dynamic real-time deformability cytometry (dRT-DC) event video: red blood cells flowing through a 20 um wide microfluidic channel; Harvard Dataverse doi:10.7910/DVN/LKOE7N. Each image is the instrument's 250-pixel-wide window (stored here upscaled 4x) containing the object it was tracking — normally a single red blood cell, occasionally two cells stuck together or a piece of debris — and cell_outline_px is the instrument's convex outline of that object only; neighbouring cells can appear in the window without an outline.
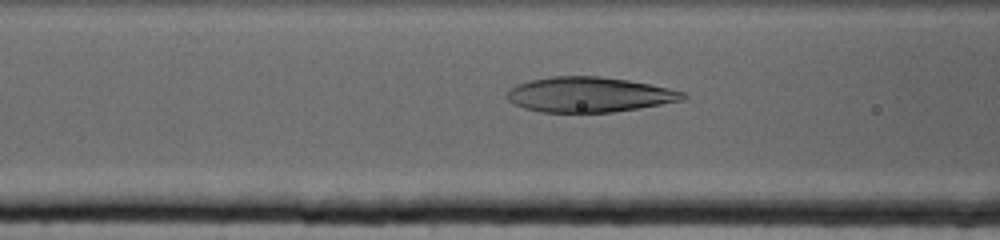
{"species": "human", "species_latin": "Homo sapiens", "temperature_condition": "cold", "stored_images_in_passage": 48, "camera_frame_rate_fps": 3000, "um_per_image_px": 0.085, "donor": {"sex": "female"}, "frame": {"image": 1, "passage_image": 12, "time_ms": 3.667, "image_size_px": [1000, 240], "cell_outline_px": [[688, 96], [684, 100], [612, 112], [540, 112], [524, 108], [508, 100], [508, 92], [516, 84], [528, 80], [552, 76], [600, 76], [628, 80], [648, 84], [684, 92]], "centroid_in_image_um": [50.06, 8.03], "position_along_channel_um": 116.5, "area_um2": 35.66}}
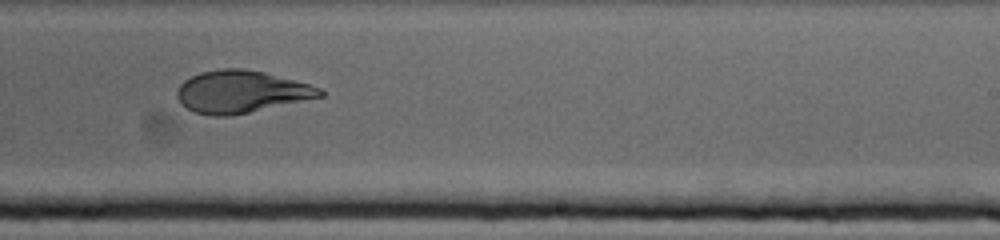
{"frame": {"image": 2, "passage_image": 28, "time_ms": 9.0, "image_size_px": [1000, 240], "cell_outline_px": [[324, 96], [248, 112], [228, 116], [212, 116], [192, 112], [180, 104], [176, 96], [176, 92], [180, 84], [184, 80], [200, 72], [224, 68], [240, 68], [264, 72], [308, 84], [320, 88], [324, 92]], "centroid_in_image_um": [20.44, 7.8], "position_along_channel_um": 268.6, "area_um2": 35.03}}
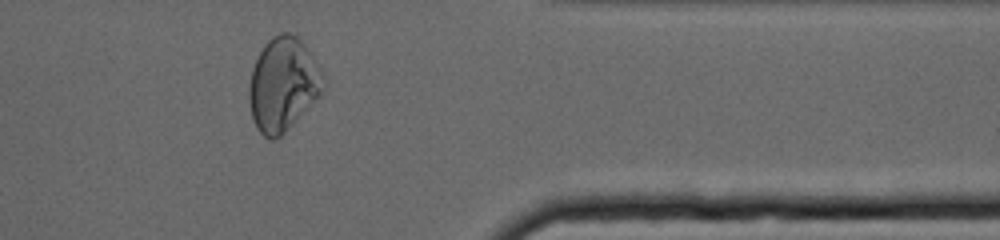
{"frame": {"image": 3, "passage_image": 42, "time_ms": 13.667, "image_size_px": [1000, 240], "cell_outline_px": [[324, 88], [296, 120], [280, 136], [272, 140], [264, 136], [256, 128], [252, 116], [248, 100], [248, 88], [252, 68], [264, 44], [272, 36], [280, 32], [288, 32], [296, 36], [304, 44], [324, 72]], "centroid_in_image_um": [24.03, 7.14], "position_along_channel_um": 387.4, "area_um2": 40.17}}